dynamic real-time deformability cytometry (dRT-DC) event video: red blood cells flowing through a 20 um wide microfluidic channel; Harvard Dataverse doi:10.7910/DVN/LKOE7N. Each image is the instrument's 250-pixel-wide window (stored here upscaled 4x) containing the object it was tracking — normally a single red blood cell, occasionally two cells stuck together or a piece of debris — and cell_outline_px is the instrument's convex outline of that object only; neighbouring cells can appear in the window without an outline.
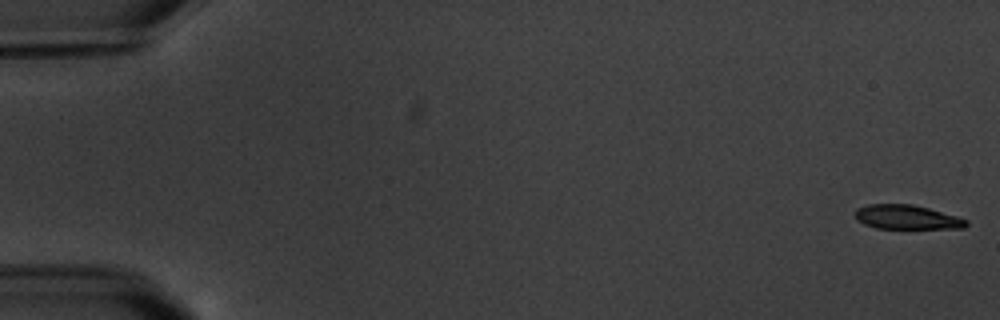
{"species": "common noctule bat (a hibernating species)", "species_latin": "Nyctalus noctula", "temperature_condition": "warm", "stored_images_in_passage": 3, "camera_frame_rate_fps": 3000, "um_per_image_px": 0.085, "animal": {"sex": "male", "body_mass_g": 20.1, "forearm_length_mm": 53.5}, "frame": {"image": 1, "passage_image": 1, "time_ms": 0.0, "image_size_px": [1000, 320], "cell_outline_px": [[968, 224], [964, 228], [876, 228], [864, 224], [856, 220], [852, 212], [856, 208], [868, 204], [912, 204], [928, 208], [956, 216], [968, 220]], "centroid_in_image_um": [77.01, 18.45], "position_along_channel_um": 8.0, "area_um2": 15.78}}